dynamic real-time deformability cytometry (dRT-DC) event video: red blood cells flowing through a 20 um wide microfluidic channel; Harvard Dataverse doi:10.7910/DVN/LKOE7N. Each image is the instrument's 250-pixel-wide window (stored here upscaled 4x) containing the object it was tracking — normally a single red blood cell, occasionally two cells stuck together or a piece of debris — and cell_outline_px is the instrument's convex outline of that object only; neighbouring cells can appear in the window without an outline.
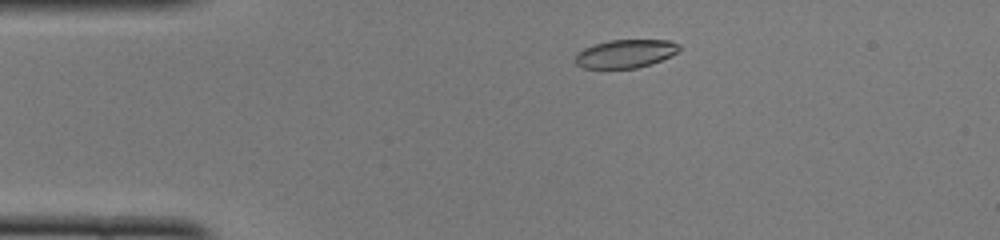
{"species": "common noctule bat (a hibernating species)", "species_latin": "Nyctalus noctula", "temperature_condition": "cold", "stored_images_in_passage": 45, "camera_frame_rate_fps": 3000, "um_per_image_px": 0.085, "animal": {"sex": "female", "body_mass_g": 22.0, "forearm_length_mm": 56.7}, "frame": {"image": 1, "passage_image": 5, "time_ms": 1.333, "image_size_px": [1000, 240], "cell_outline_px": [[680, 48], [672, 56], [652, 64], [636, 68], [584, 68], [576, 64], [576, 52], [584, 48], [608, 40], [668, 40], [680, 44]], "centroid_in_image_um": [53.18, 4.56], "position_along_channel_um": 31.8, "area_um2": 17.17}}
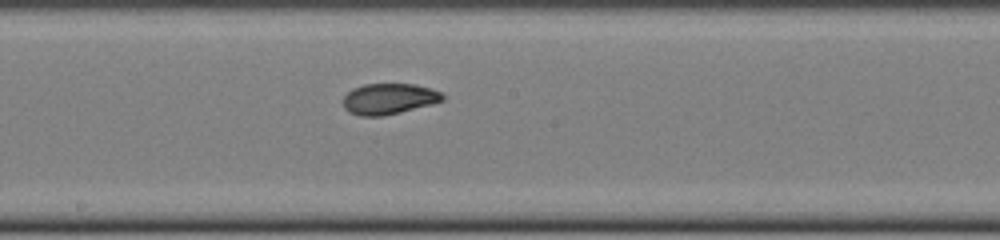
{"frame": {"image": 2, "passage_image": 22, "time_ms": 7.0, "image_size_px": [1000, 240], "cell_outline_px": [[444, 100], [432, 104], [384, 116], [360, 116], [348, 112], [344, 108], [344, 96], [352, 88], [364, 84], [412, 84], [432, 88], [440, 92], [444, 96]], "centroid_in_image_um": [33.05, 8.4], "position_along_channel_um": 215.2, "area_um2": 17.92}}
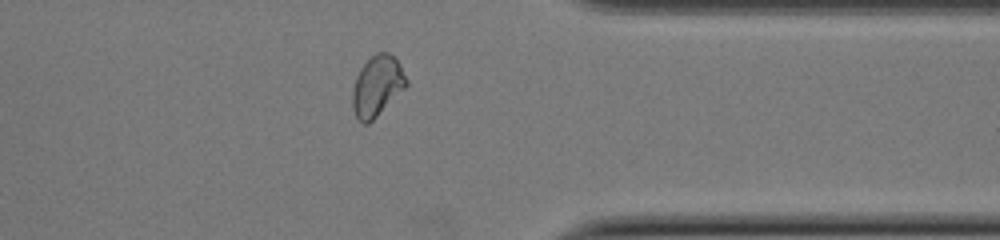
{"frame": {"image": 3, "passage_image": 35, "time_ms": 11.333, "image_size_px": [1000, 240], "cell_outline_px": [[408, 84], [368, 124], [364, 124], [356, 116], [352, 108], [352, 88], [356, 76], [360, 68], [376, 52], [388, 52], [400, 64], [408, 80]], "centroid_in_image_um": [32.03, 7.29], "position_along_channel_um": 379.4, "area_um2": 18.73}, "authors_computed_cell_mechanics": {"area_um2": 18.207, "velocity_mm_per_s": 3.9749, "shape_relaxation_time_tau1_ms": 4.7621, "shape_relaxation_time_tau2_ms": 2.0674, "deformation_change_tau1": 0.1766, "deformation_change_tau2": 0.0649}}